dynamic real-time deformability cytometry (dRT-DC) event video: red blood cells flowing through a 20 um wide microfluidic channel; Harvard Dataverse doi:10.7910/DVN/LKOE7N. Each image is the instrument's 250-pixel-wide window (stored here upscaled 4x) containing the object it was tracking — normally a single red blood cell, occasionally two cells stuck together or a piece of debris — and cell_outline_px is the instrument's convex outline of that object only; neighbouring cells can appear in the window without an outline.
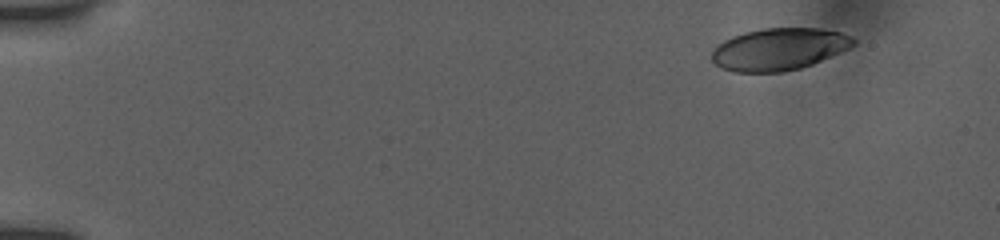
{"species": "human", "species_latin": "Homo sapiens", "temperature_condition": "room temperature", "stored_images_in_passage": 43, "camera_frame_rate_fps": 3000, "um_per_image_px": 0.085, "donor": {"sex": "female"}, "frame": {"image": 1, "passage_image": 1, "time_ms": 0.0, "image_size_px": [1000, 240], "cell_outline_px": [[856, 44], [840, 52], [812, 64], [800, 68], [784, 72], [736, 72], [720, 68], [712, 60], [712, 52], [724, 40], [732, 36], [744, 32], [764, 28], [820, 28], [840, 32], [852, 36], [856, 40]], "centroid_in_image_um": [66.23, 4.18], "position_along_channel_um": 18.8, "area_um2": 34.68}}
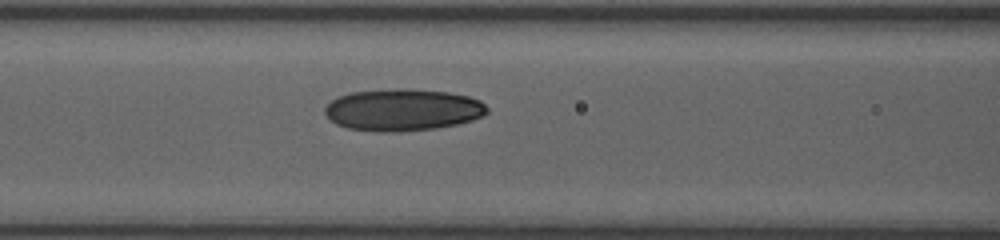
{"frame": {"image": 2, "passage_image": 30, "time_ms": 6.333, "image_size_px": [1000, 240], "cell_outline_px": [[488, 112], [472, 120], [456, 124], [436, 128], [400, 132], [380, 132], [348, 128], [336, 124], [324, 112], [324, 108], [332, 100], [340, 96], [352, 92], [400, 88], [408, 88], [448, 92], [468, 96], [480, 100], [488, 108]], "centroid_in_image_um": [34.24, 9.34], "position_along_channel_um": 132.4, "area_um2": 39.59}}
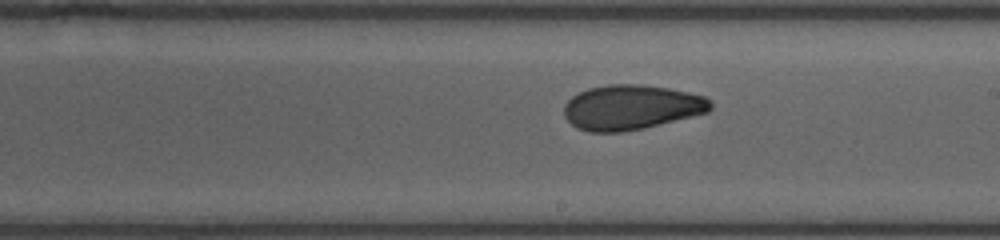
{"frame": {"image": 3, "passage_image": 43, "time_ms": 9.0, "image_size_px": [1000, 240], "cell_outline_px": [[712, 108], [708, 112], [644, 128], [620, 132], [588, 132], [576, 128], [564, 116], [564, 104], [572, 96], [588, 88], [608, 84], [640, 84], [668, 88], [688, 92], [704, 96], [712, 104]], "centroid_in_image_um": [53.63, 9.12], "position_along_channel_um": 235.4, "area_um2": 38.26}}